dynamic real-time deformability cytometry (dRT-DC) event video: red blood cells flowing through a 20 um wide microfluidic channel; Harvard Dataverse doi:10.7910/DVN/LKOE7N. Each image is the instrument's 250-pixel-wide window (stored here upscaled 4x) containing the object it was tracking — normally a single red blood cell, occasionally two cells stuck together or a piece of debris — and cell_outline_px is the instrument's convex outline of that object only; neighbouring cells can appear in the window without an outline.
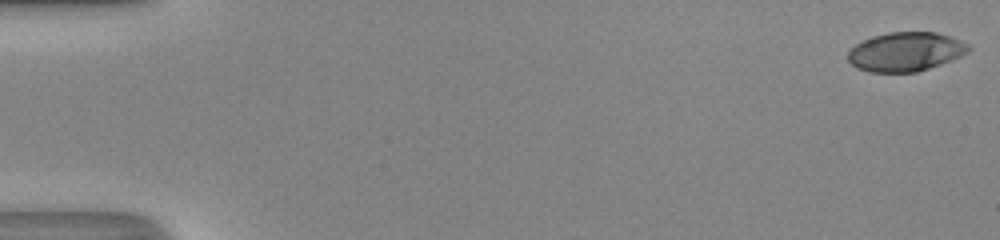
{"species": "human", "species_latin": "Homo sapiens", "temperature_condition": "room temperature", "stored_images_in_passage": 51, "camera_frame_rate_fps": 3000, "um_per_image_px": 0.085, "donor": {"sex": "male"}, "frame": {"image": 1, "passage_image": 1, "time_ms": 0.0, "image_size_px": [1000, 240], "cell_outline_px": [[972, 48], [968, 52], [960, 56], [940, 64], [916, 72], [872, 72], [856, 68], [848, 60], [848, 52], [856, 44], [872, 36], [888, 32], [936, 32], [960, 40], [968, 44]], "centroid_in_image_um": [76.97, 4.39], "position_along_channel_um": 8.0, "area_um2": 27.28}}
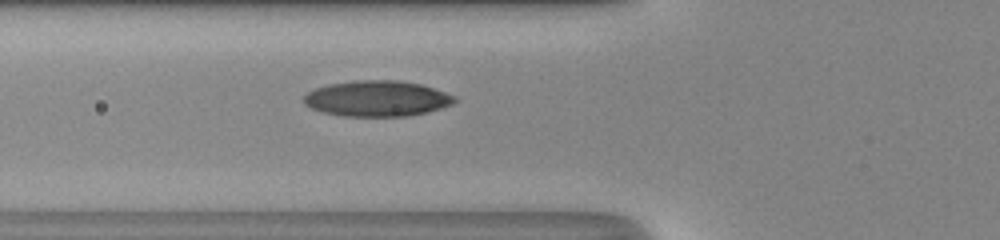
{"frame": {"image": 2, "passage_image": 20, "time_ms": 6.333, "image_size_px": [1000, 240], "cell_outline_px": [[456, 100], [452, 104], [428, 112], [408, 116], [340, 116], [320, 112], [304, 104], [304, 96], [308, 92], [316, 88], [328, 84], [352, 80], [396, 80], [420, 84], [456, 96]], "centroid_in_image_um": [32.02, 8.38], "position_along_channel_um": 93.8, "area_um2": 31.44}}
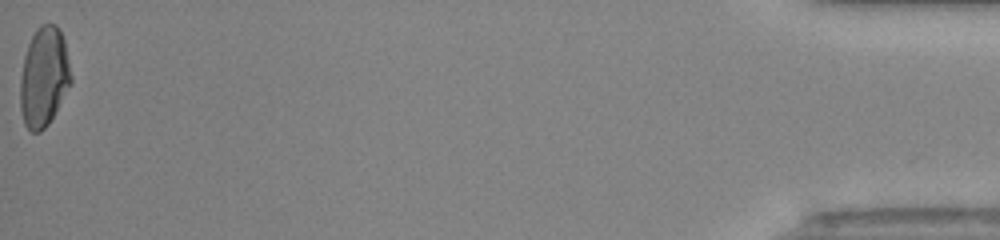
{"frame": {"image": 3, "passage_image": 51, "time_ms": 16.667, "image_size_px": [1000, 240], "cell_outline_px": [[72, 80], [48, 124], [40, 132], [32, 132], [24, 124], [20, 108], [20, 80], [24, 56], [28, 44], [36, 28], [40, 24], [56, 24], [60, 28], [64, 40], [72, 76]], "centroid_in_image_um": [3.72, 6.51], "position_along_channel_um": 431.5, "area_um2": 29.36}, "authors_computed_cell_mechanics": {"area_um2": 29.1312, "velocity_mm_per_s": 4.2293, "shape_relaxation_time_tau1_ms": 8.6018, "shape_relaxation_time_tau2_ms": 1.2983, "deformation_change_tau1": 0.2706, "deformation_change_tau2": 0.0578}}